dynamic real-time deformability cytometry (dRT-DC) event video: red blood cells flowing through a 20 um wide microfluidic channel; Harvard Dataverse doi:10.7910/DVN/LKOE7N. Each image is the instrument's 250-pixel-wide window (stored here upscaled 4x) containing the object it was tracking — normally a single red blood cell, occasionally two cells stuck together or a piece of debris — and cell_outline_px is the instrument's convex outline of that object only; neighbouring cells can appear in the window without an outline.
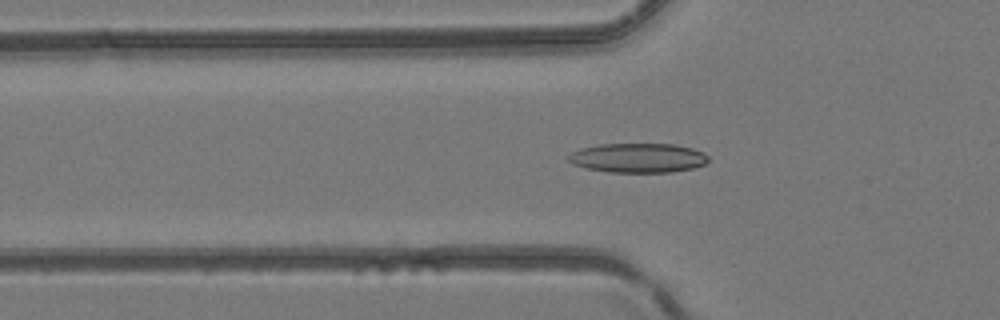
{"species": "common noctule bat (a hibernating species)", "species_latin": "Nyctalus noctula", "temperature_condition": "room temperature", "stored_images_in_passage": 48, "camera_frame_rate_fps": 3000, "um_per_image_px": 0.085, "animal": {"sex": "female", "body_mass_g": 24.6, "forearm_length_mm": 56.2}, "frame": {"image": 1, "passage_image": 17, "time_ms": 5.333, "image_size_px": [1000, 320], "cell_outline_px": [[708, 160], [704, 164], [692, 168], [672, 172], [608, 172], [588, 168], [572, 164], [568, 160], [568, 156], [572, 152], [580, 148], [600, 144], [676, 144], [692, 148], [704, 152], [708, 156]], "centroid_in_image_um": [54.24, 13.41], "position_along_channel_um": 71.6, "area_um2": 23.99}}
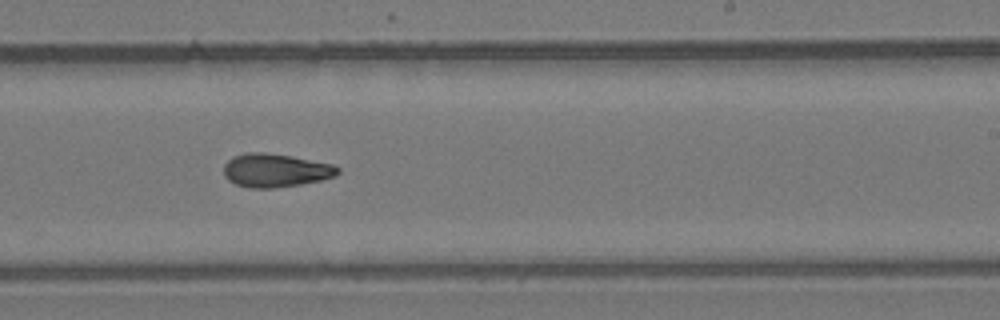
{"frame": {"image": 2, "passage_image": 30, "time_ms": 9.667, "image_size_px": [1000, 320], "cell_outline_px": [[340, 172], [336, 176], [320, 180], [300, 184], [272, 188], [248, 188], [236, 184], [228, 180], [224, 176], [224, 164], [232, 156], [248, 152], [260, 152], [292, 156], [332, 164], [340, 168]], "centroid_in_image_um": [23.4, 14.48], "position_along_channel_um": 265.6, "area_um2": 22.25}}
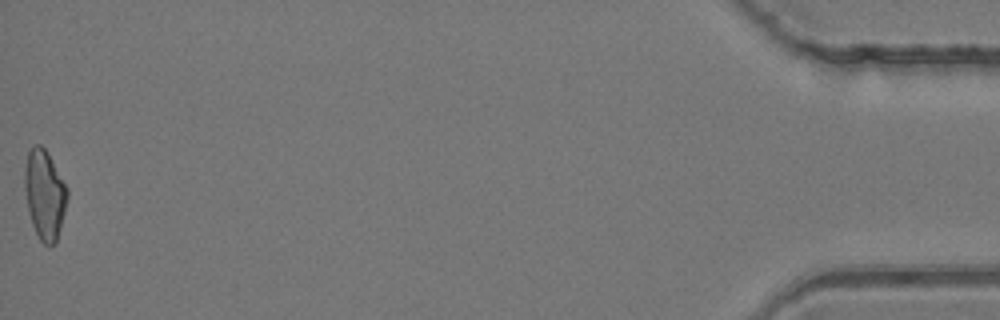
{"frame": {"image": 3, "passage_image": 48, "time_ms": 15.667, "image_size_px": [1000, 320], "cell_outline_px": [[68, 196], [60, 228], [56, 240], [52, 244], [44, 244], [40, 240], [32, 224], [28, 208], [24, 188], [24, 168], [28, 152], [32, 144], [40, 144], [44, 148], [68, 188]], "centroid_in_image_um": [3.77, 16.49], "position_along_channel_um": 431.4, "area_um2": 21.91}}